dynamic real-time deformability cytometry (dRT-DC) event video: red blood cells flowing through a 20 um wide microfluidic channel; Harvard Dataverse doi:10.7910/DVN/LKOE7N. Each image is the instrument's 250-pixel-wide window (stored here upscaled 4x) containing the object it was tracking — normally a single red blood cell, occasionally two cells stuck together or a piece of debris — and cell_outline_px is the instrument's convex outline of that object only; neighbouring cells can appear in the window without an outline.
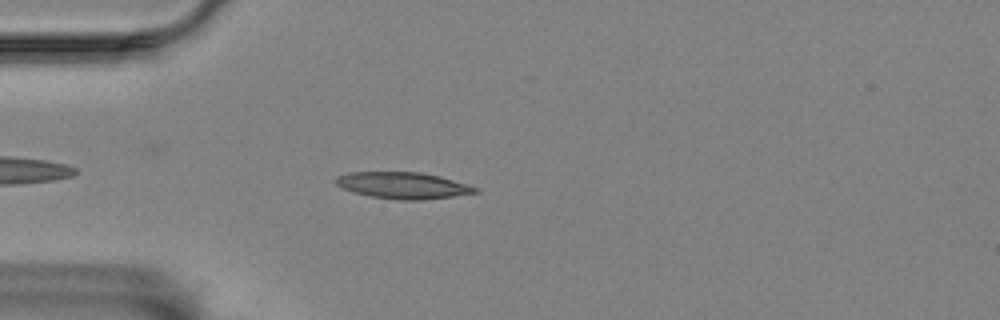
{"species": "Egyptian fruit bat (a non-hibernating species)", "species_latin": "Rousettus aegyptiacus", "temperature_condition": "room temperature", "stored_images_in_passage": 48, "camera_frame_rate_fps": 3000, "um_per_image_px": 0.085, "animal": {"sex": "female"}, "frame": {"image": 1, "passage_image": 6, "time_ms": 1.667, "image_size_px": [1000, 320], "cell_outline_px": [[480, 192], [424, 200], [400, 200], [372, 196], [352, 192], [336, 184], [336, 176], [348, 172], [420, 172], [440, 176], [480, 188]], "centroid_in_image_um": [34.28, 15.76], "position_along_channel_um": 50.7, "area_um2": 21.5}}
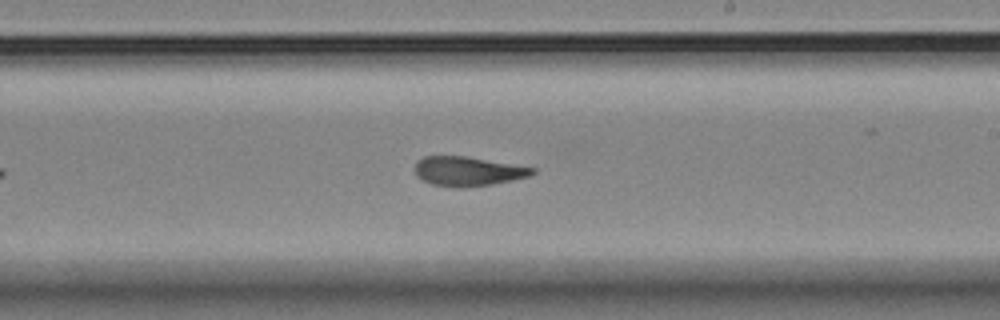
{"frame": {"image": 2, "passage_image": 24, "time_ms": 7.667, "image_size_px": [1000, 320], "cell_outline_px": [[536, 172], [528, 176], [512, 180], [492, 184], [460, 188], [456, 188], [432, 184], [416, 176], [416, 164], [424, 156], [468, 156], [536, 168]], "centroid_in_image_um": [39.79, 14.56], "position_along_channel_um": 249.2, "area_um2": 20.0}}
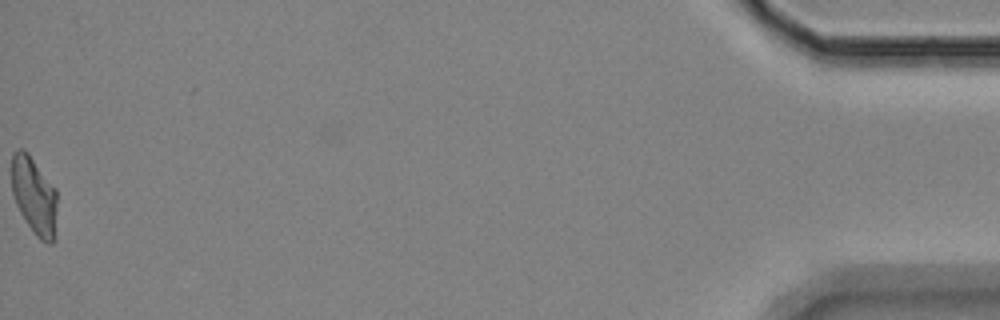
{"frame": {"image": 3, "passage_image": 48, "time_ms": 15.667, "image_size_px": [1000, 320], "cell_outline_px": [[56, 236], [52, 244], [48, 244], [40, 240], [36, 236], [20, 212], [16, 204], [12, 192], [12, 152], [16, 148], [24, 148], [28, 152], [56, 188]], "centroid_in_image_um": [2.91, 16.63], "position_along_channel_um": 432.3, "area_um2": 20.87}, "authors_computed_cell_mechanics": {"area_um2": 20.5768, "velocity_mm_per_s": 3.4778, "shape_relaxation_time_tau1_ms": null, "shape_relaxation_time_tau2_ms": 3.5155, "deformation_change_tau1": null, "deformation_change_tau2": 0.1204}}